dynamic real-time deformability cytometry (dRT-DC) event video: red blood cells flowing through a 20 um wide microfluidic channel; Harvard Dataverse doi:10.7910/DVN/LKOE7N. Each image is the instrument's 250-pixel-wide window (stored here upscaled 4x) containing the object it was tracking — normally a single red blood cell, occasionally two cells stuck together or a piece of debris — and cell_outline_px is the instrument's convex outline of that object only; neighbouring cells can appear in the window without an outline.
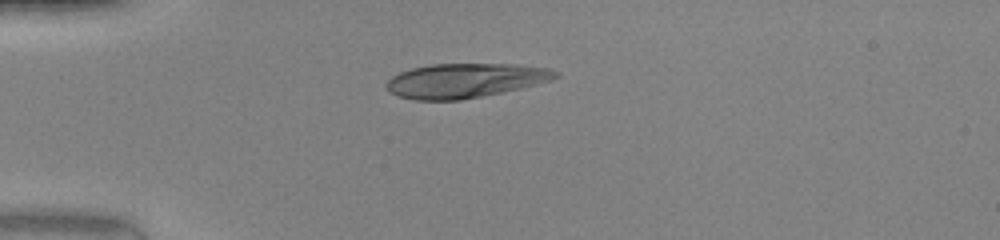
{"species": "human", "species_latin": "Homo sapiens", "temperature_condition": "warm", "stored_images_in_passage": 36, "camera_frame_rate_fps": 3000, "um_per_image_px": 0.085, "donor": {"sex": "female"}, "frame": {"image": 1, "passage_image": 1, "time_ms": 0.0, "image_size_px": [1000, 240], "cell_outline_px": [[560, 76], [552, 80], [520, 88], [460, 100], [416, 100], [400, 96], [392, 92], [384, 84], [392, 76], [400, 72], [412, 68], [432, 64], [516, 64], [548, 68], [560, 72]], "centroid_in_image_um": [39.56, 6.83], "position_along_channel_um": 45.4, "area_um2": 33.64}}
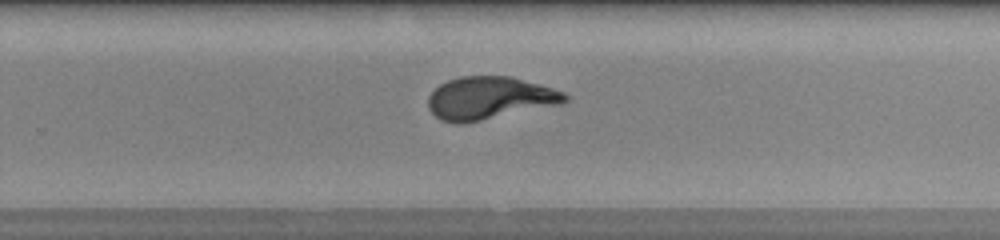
{"frame": {"image": 2, "passage_image": 20, "time_ms": 6.333, "image_size_px": [1000, 240], "cell_outline_px": [[568, 100], [564, 104], [480, 120], [456, 124], [440, 120], [428, 108], [428, 96], [440, 84], [448, 80], [460, 76], [512, 76], [540, 84], [564, 92], [568, 96]], "centroid_in_image_um": [41.63, 8.33], "position_along_channel_um": 288.2, "area_um2": 34.04}}
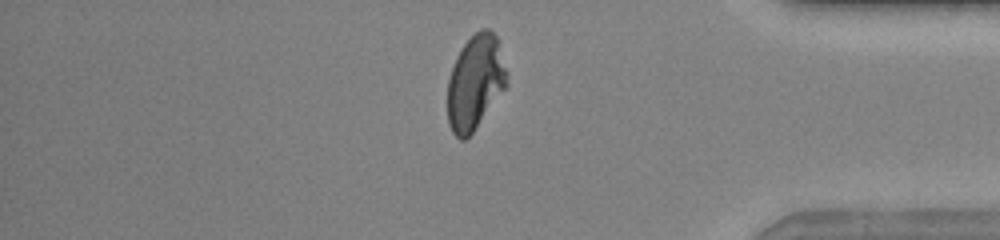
{"frame": {"image": 3, "passage_image": 29, "time_ms": 9.333, "image_size_px": [1000, 240], "cell_outline_px": [[508, 84], [472, 132], [464, 140], [460, 140], [452, 132], [448, 124], [448, 80], [456, 56], [464, 44], [480, 28], [488, 28], [496, 36], [508, 72]], "centroid_in_image_um": [40.4, 6.98], "position_along_channel_um": 394.8, "area_um2": 32.43}, "authors_computed_cell_mechanics": {"area_um2": 33.6107, "velocity_mm_per_s": 4.2536, "shape_relaxation_time_tau1_ms": 5.1165, "shape_relaxation_time_tau2_ms": null, "deformation_change_tau1": 0.2619, "deformation_change_tau2": null}}